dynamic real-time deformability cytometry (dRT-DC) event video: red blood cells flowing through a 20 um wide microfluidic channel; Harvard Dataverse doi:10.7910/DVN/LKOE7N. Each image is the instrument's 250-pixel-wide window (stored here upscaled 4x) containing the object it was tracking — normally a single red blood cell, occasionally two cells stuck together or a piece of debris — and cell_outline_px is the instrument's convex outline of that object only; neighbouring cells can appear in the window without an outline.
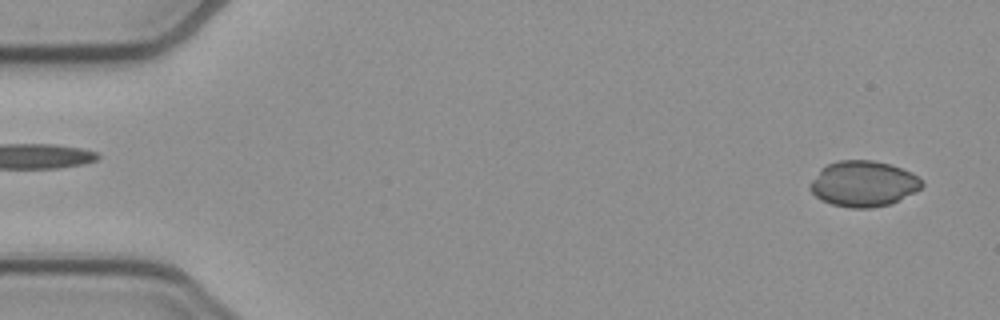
{"species": "common noctule bat (a hibernating species)", "species_latin": "Nyctalus noctula", "temperature_condition": "cold", "stored_images_in_passage": 51, "camera_frame_rate_fps": 3000, "um_per_image_px": 0.085, "animal": {"sex": "female", "body_mass_g": 21.9}, "frame": {"image": 1, "passage_image": 2, "time_ms": 0.333, "image_size_px": [1000, 320], "cell_outline_px": [[924, 184], [916, 192], [892, 204], [872, 208], [852, 208], [832, 204], [820, 200], [808, 188], [808, 184], [820, 168], [828, 164], [840, 160], [872, 160], [892, 164], [912, 172]], "centroid_in_image_um": [73.38, 15.62], "position_along_channel_um": 11.6, "area_um2": 30.11}}
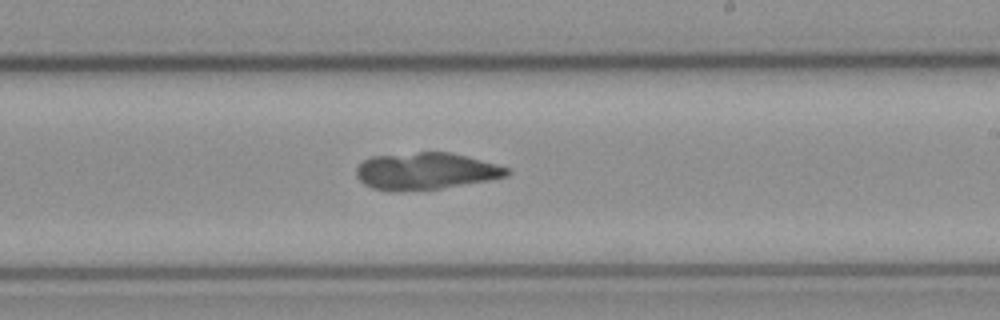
{"frame": {"image": 2, "passage_image": 30, "time_ms": 9.667, "image_size_px": [1000, 320], "cell_outline_px": [[512, 172], [508, 176], [488, 180], [440, 188], [400, 192], [388, 192], [372, 188], [364, 184], [356, 176], [356, 168], [364, 160], [372, 156], [420, 152], [448, 152], [468, 156], [512, 168]], "centroid_in_image_um": [36.2, 14.55], "position_along_channel_um": 252.8, "area_um2": 32.71}}
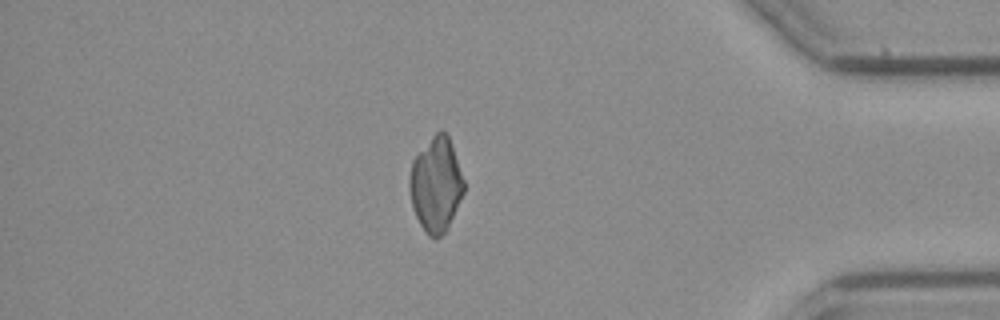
{"frame": {"image": 3, "passage_image": 44, "time_ms": 14.333, "image_size_px": [1000, 320], "cell_outline_px": [[464, 192], [448, 228], [436, 240], [428, 236], [420, 224], [412, 208], [408, 188], [408, 180], [412, 160], [432, 136], [440, 128], [448, 136], [464, 180]], "centroid_in_image_um": [37.03, 15.72], "position_along_channel_um": 398.2, "area_um2": 30.0}}